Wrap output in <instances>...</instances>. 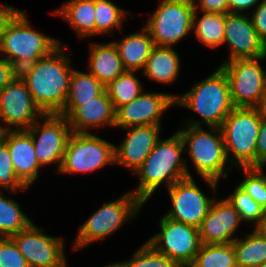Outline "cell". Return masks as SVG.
I'll list each match as a JSON object with an SVG mask.
<instances>
[{"label": "cell", "instance_id": "cell-1", "mask_svg": "<svg viewBox=\"0 0 266 267\" xmlns=\"http://www.w3.org/2000/svg\"><path fill=\"white\" fill-rule=\"evenodd\" d=\"M69 48L68 44L62 43L49 55L18 71L33 101L44 114H59L65 107L74 69L73 58L65 52Z\"/></svg>", "mask_w": 266, "mask_h": 267}, {"label": "cell", "instance_id": "cell-2", "mask_svg": "<svg viewBox=\"0 0 266 267\" xmlns=\"http://www.w3.org/2000/svg\"><path fill=\"white\" fill-rule=\"evenodd\" d=\"M183 153V139L177 130L168 138H160L143 164L134 172L139 182L136 189L130 191L146 204L162 188V184L168 189L183 178L193 177L188 166L190 160Z\"/></svg>", "mask_w": 266, "mask_h": 267}, {"label": "cell", "instance_id": "cell-3", "mask_svg": "<svg viewBox=\"0 0 266 267\" xmlns=\"http://www.w3.org/2000/svg\"><path fill=\"white\" fill-rule=\"evenodd\" d=\"M181 125L180 133L184 152L189 153L191 165L199 178L204 180L215 196L220 180L228 178V172L234 170L227 159L224 138L220 127ZM217 190V191H216Z\"/></svg>", "mask_w": 266, "mask_h": 267}, {"label": "cell", "instance_id": "cell-4", "mask_svg": "<svg viewBox=\"0 0 266 267\" xmlns=\"http://www.w3.org/2000/svg\"><path fill=\"white\" fill-rule=\"evenodd\" d=\"M197 113V118L184 120L182 125L221 127L228 114L235 108L226 73L218 66L213 73L195 82L191 89L175 99V107Z\"/></svg>", "mask_w": 266, "mask_h": 267}, {"label": "cell", "instance_id": "cell-5", "mask_svg": "<svg viewBox=\"0 0 266 267\" xmlns=\"http://www.w3.org/2000/svg\"><path fill=\"white\" fill-rule=\"evenodd\" d=\"M28 19L27 14L18 9L6 22L0 40V56L18 71L62 44L58 38L36 30Z\"/></svg>", "mask_w": 266, "mask_h": 267}, {"label": "cell", "instance_id": "cell-6", "mask_svg": "<svg viewBox=\"0 0 266 267\" xmlns=\"http://www.w3.org/2000/svg\"><path fill=\"white\" fill-rule=\"evenodd\" d=\"M143 206L144 204L130 190L113 201L103 202L101 207L79 226L71 249L79 251L113 236L125 223H131L138 218Z\"/></svg>", "mask_w": 266, "mask_h": 267}, {"label": "cell", "instance_id": "cell-7", "mask_svg": "<svg viewBox=\"0 0 266 267\" xmlns=\"http://www.w3.org/2000/svg\"><path fill=\"white\" fill-rule=\"evenodd\" d=\"M261 122L259 108L235 107L223 121L221 131L227 159L232 167H256V145Z\"/></svg>", "mask_w": 266, "mask_h": 267}, {"label": "cell", "instance_id": "cell-8", "mask_svg": "<svg viewBox=\"0 0 266 267\" xmlns=\"http://www.w3.org/2000/svg\"><path fill=\"white\" fill-rule=\"evenodd\" d=\"M143 25L154 46L175 47L193 30V0H160Z\"/></svg>", "mask_w": 266, "mask_h": 267}, {"label": "cell", "instance_id": "cell-9", "mask_svg": "<svg viewBox=\"0 0 266 267\" xmlns=\"http://www.w3.org/2000/svg\"><path fill=\"white\" fill-rule=\"evenodd\" d=\"M114 145L92 132H72L58 173L83 175L105 168L108 164L114 165Z\"/></svg>", "mask_w": 266, "mask_h": 267}, {"label": "cell", "instance_id": "cell-10", "mask_svg": "<svg viewBox=\"0 0 266 267\" xmlns=\"http://www.w3.org/2000/svg\"><path fill=\"white\" fill-rule=\"evenodd\" d=\"M266 56L221 63L226 73L234 107L258 108L266 91Z\"/></svg>", "mask_w": 266, "mask_h": 267}, {"label": "cell", "instance_id": "cell-11", "mask_svg": "<svg viewBox=\"0 0 266 267\" xmlns=\"http://www.w3.org/2000/svg\"><path fill=\"white\" fill-rule=\"evenodd\" d=\"M158 223L159 232L150 236L146 242L180 267L190 266L202 245L199 229L164 215L159 218Z\"/></svg>", "mask_w": 266, "mask_h": 267}, {"label": "cell", "instance_id": "cell-12", "mask_svg": "<svg viewBox=\"0 0 266 267\" xmlns=\"http://www.w3.org/2000/svg\"><path fill=\"white\" fill-rule=\"evenodd\" d=\"M26 131L31 135L39 164L43 169L49 164L57 165L58 173L72 133L67 118L60 114H43Z\"/></svg>", "mask_w": 266, "mask_h": 267}, {"label": "cell", "instance_id": "cell-13", "mask_svg": "<svg viewBox=\"0 0 266 267\" xmlns=\"http://www.w3.org/2000/svg\"><path fill=\"white\" fill-rule=\"evenodd\" d=\"M32 222L11 236L29 267H67L64 237L48 235Z\"/></svg>", "mask_w": 266, "mask_h": 267}, {"label": "cell", "instance_id": "cell-14", "mask_svg": "<svg viewBox=\"0 0 266 267\" xmlns=\"http://www.w3.org/2000/svg\"><path fill=\"white\" fill-rule=\"evenodd\" d=\"M170 208L163 215L177 222L199 228L217 197L204 194L194 177H186L167 189Z\"/></svg>", "mask_w": 266, "mask_h": 267}, {"label": "cell", "instance_id": "cell-15", "mask_svg": "<svg viewBox=\"0 0 266 267\" xmlns=\"http://www.w3.org/2000/svg\"><path fill=\"white\" fill-rule=\"evenodd\" d=\"M43 114L19 75L0 91V125L4 131L26 130Z\"/></svg>", "mask_w": 266, "mask_h": 267}, {"label": "cell", "instance_id": "cell-16", "mask_svg": "<svg viewBox=\"0 0 266 267\" xmlns=\"http://www.w3.org/2000/svg\"><path fill=\"white\" fill-rule=\"evenodd\" d=\"M179 94L143 91L137 98L116 110L115 128L162 126L165 111L175 106Z\"/></svg>", "mask_w": 266, "mask_h": 267}, {"label": "cell", "instance_id": "cell-17", "mask_svg": "<svg viewBox=\"0 0 266 267\" xmlns=\"http://www.w3.org/2000/svg\"><path fill=\"white\" fill-rule=\"evenodd\" d=\"M223 45H228L229 53L225 60L257 58L266 56V46L259 39L249 14L227 13Z\"/></svg>", "mask_w": 266, "mask_h": 267}, {"label": "cell", "instance_id": "cell-18", "mask_svg": "<svg viewBox=\"0 0 266 267\" xmlns=\"http://www.w3.org/2000/svg\"><path fill=\"white\" fill-rule=\"evenodd\" d=\"M162 126H134L127 131L119 145H114L115 164L134 172L143 164L161 138Z\"/></svg>", "mask_w": 266, "mask_h": 267}, {"label": "cell", "instance_id": "cell-19", "mask_svg": "<svg viewBox=\"0 0 266 267\" xmlns=\"http://www.w3.org/2000/svg\"><path fill=\"white\" fill-rule=\"evenodd\" d=\"M240 224L242 220L234 206L224 197L215 198L198 228L201 243H232L239 237L236 232Z\"/></svg>", "mask_w": 266, "mask_h": 267}, {"label": "cell", "instance_id": "cell-20", "mask_svg": "<svg viewBox=\"0 0 266 267\" xmlns=\"http://www.w3.org/2000/svg\"><path fill=\"white\" fill-rule=\"evenodd\" d=\"M72 132L91 133L107 126L115 129L116 110L106 90L93 100L79 101L67 117Z\"/></svg>", "mask_w": 266, "mask_h": 267}, {"label": "cell", "instance_id": "cell-21", "mask_svg": "<svg viewBox=\"0 0 266 267\" xmlns=\"http://www.w3.org/2000/svg\"><path fill=\"white\" fill-rule=\"evenodd\" d=\"M2 139L7 143L17 177L30 188L43 168L36 157L31 135L26 130H5Z\"/></svg>", "mask_w": 266, "mask_h": 267}, {"label": "cell", "instance_id": "cell-22", "mask_svg": "<svg viewBox=\"0 0 266 267\" xmlns=\"http://www.w3.org/2000/svg\"><path fill=\"white\" fill-rule=\"evenodd\" d=\"M87 70L104 86L126 71L116 46L112 41L90 42Z\"/></svg>", "mask_w": 266, "mask_h": 267}, {"label": "cell", "instance_id": "cell-23", "mask_svg": "<svg viewBox=\"0 0 266 267\" xmlns=\"http://www.w3.org/2000/svg\"><path fill=\"white\" fill-rule=\"evenodd\" d=\"M181 58L174 47L154 46L141 74L148 80L162 85H171L178 81Z\"/></svg>", "mask_w": 266, "mask_h": 267}, {"label": "cell", "instance_id": "cell-24", "mask_svg": "<svg viewBox=\"0 0 266 267\" xmlns=\"http://www.w3.org/2000/svg\"><path fill=\"white\" fill-rule=\"evenodd\" d=\"M95 0H67L56 10L48 12L58 16L72 27L77 38L95 37Z\"/></svg>", "mask_w": 266, "mask_h": 267}, {"label": "cell", "instance_id": "cell-25", "mask_svg": "<svg viewBox=\"0 0 266 267\" xmlns=\"http://www.w3.org/2000/svg\"><path fill=\"white\" fill-rule=\"evenodd\" d=\"M112 42L117 48L124 68L129 71L141 72L154 47L153 39L144 26L140 31L125 34L120 40Z\"/></svg>", "mask_w": 266, "mask_h": 267}, {"label": "cell", "instance_id": "cell-26", "mask_svg": "<svg viewBox=\"0 0 266 267\" xmlns=\"http://www.w3.org/2000/svg\"><path fill=\"white\" fill-rule=\"evenodd\" d=\"M105 90V86L88 70L87 72L73 69L69 93L64 109L59 113L67 117L77 106L79 101L93 100Z\"/></svg>", "mask_w": 266, "mask_h": 267}, {"label": "cell", "instance_id": "cell-27", "mask_svg": "<svg viewBox=\"0 0 266 267\" xmlns=\"http://www.w3.org/2000/svg\"><path fill=\"white\" fill-rule=\"evenodd\" d=\"M193 14V32L196 39L211 49H216L223 46L225 15L212 14L209 12ZM198 14H201L200 16Z\"/></svg>", "mask_w": 266, "mask_h": 267}, {"label": "cell", "instance_id": "cell-28", "mask_svg": "<svg viewBox=\"0 0 266 267\" xmlns=\"http://www.w3.org/2000/svg\"><path fill=\"white\" fill-rule=\"evenodd\" d=\"M15 193L18 192L0 191V238L11 237L33 222L12 198Z\"/></svg>", "mask_w": 266, "mask_h": 267}, {"label": "cell", "instance_id": "cell-29", "mask_svg": "<svg viewBox=\"0 0 266 267\" xmlns=\"http://www.w3.org/2000/svg\"><path fill=\"white\" fill-rule=\"evenodd\" d=\"M233 241L237 267H258L266 262V238L252 229Z\"/></svg>", "mask_w": 266, "mask_h": 267}, {"label": "cell", "instance_id": "cell-30", "mask_svg": "<svg viewBox=\"0 0 266 267\" xmlns=\"http://www.w3.org/2000/svg\"><path fill=\"white\" fill-rule=\"evenodd\" d=\"M95 36L111 35L117 29L122 32L127 16L134 14L111 0H95Z\"/></svg>", "mask_w": 266, "mask_h": 267}, {"label": "cell", "instance_id": "cell-31", "mask_svg": "<svg viewBox=\"0 0 266 267\" xmlns=\"http://www.w3.org/2000/svg\"><path fill=\"white\" fill-rule=\"evenodd\" d=\"M137 74H139L138 71L126 70L105 86L115 110L130 103L144 91L142 81Z\"/></svg>", "mask_w": 266, "mask_h": 267}, {"label": "cell", "instance_id": "cell-32", "mask_svg": "<svg viewBox=\"0 0 266 267\" xmlns=\"http://www.w3.org/2000/svg\"><path fill=\"white\" fill-rule=\"evenodd\" d=\"M190 267H237L233 243L202 244Z\"/></svg>", "mask_w": 266, "mask_h": 267}, {"label": "cell", "instance_id": "cell-33", "mask_svg": "<svg viewBox=\"0 0 266 267\" xmlns=\"http://www.w3.org/2000/svg\"><path fill=\"white\" fill-rule=\"evenodd\" d=\"M225 198L239 212L242 222L254 225L253 228L259 223L265 209L253 200L239 185Z\"/></svg>", "mask_w": 266, "mask_h": 267}, {"label": "cell", "instance_id": "cell-34", "mask_svg": "<svg viewBox=\"0 0 266 267\" xmlns=\"http://www.w3.org/2000/svg\"><path fill=\"white\" fill-rule=\"evenodd\" d=\"M122 262L125 267H180L169 257L157 252L146 241L136 248L130 258Z\"/></svg>", "mask_w": 266, "mask_h": 267}, {"label": "cell", "instance_id": "cell-35", "mask_svg": "<svg viewBox=\"0 0 266 267\" xmlns=\"http://www.w3.org/2000/svg\"><path fill=\"white\" fill-rule=\"evenodd\" d=\"M244 173L238 185L266 210V173L262 167L237 168Z\"/></svg>", "mask_w": 266, "mask_h": 267}, {"label": "cell", "instance_id": "cell-36", "mask_svg": "<svg viewBox=\"0 0 266 267\" xmlns=\"http://www.w3.org/2000/svg\"><path fill=\"white\" fill-rule=\"evenodd\" d=\"M29 188L17 177L7 143L0 139V191L25 192Z\"/></svg>", "mask_w": 266, "mask_h": 267}, {"label": "cell", "instance_id": "cell-37", "mask_svg": "<svg viewBox=\"0 0 266 267\" xmlns=\"http://www.w3.org/2000/svg\"><path fill=\"white\" fill-rule=\"evenodd\" d=\"M0 267H29L10 237L0 238Z\"/></svg>", "mask_w": 266, "mask_h": 267}, {"label": "cell", "instance_id": "cell-38", "mask_svg": "<svg viewBox=\"0 0 266 267\" xmlns=\"http://www.w3.org/2000/svg\"><path fill=\"white\" fill-rule=\"evenodd\" d=\"M249 15L259 39L266 46V0H261Z\"/></svg>", "mask_w": 266, "mask_h": 267}, {"label": "cell", "instance_id": "cell-39", "mask_svg": "<svg viewBox=\"0 0 266 267\" xmlns=\"http://www.w3.org/2000/svg\"><path fill=\"white\" fill-rule=\"evenodd\" d=\"M195 10L212 14L226 15L229 13L228 0H193Z\"/></svg>", "mask_w": 266, "mask_h": 267}, {"label": "cell", "instance_id": "cell-40", "mask_svg": "<svg viewBox=\"0 0 266 267\" xmlns=\"http://www.w3.org/2000/svg\"><path fill=\"white\" fill-rule=\"evenodd\" d=\"M256 141V167L266 168V115L261 114V122Z\"/></svg>", "mask_w": 266, "mask_h": 267}, {"label": "cell", "instance_id": "cell-41", "mask_svg": "<svg viewBox=\"0 0 266 267\" xmlns=\"http://www.w3.org/2000/svg\"><path fill=\"white\" fill-rule=\"evenodd\" d=\"M18 76V70L0 56V91L3 90L13 79Z\"/></svg>", "mask_w": 266, "mask_h": 267}, {"label": "cell", "instance_id": "cell-42", "mask_svg": "<svg viewBox=\"0 0 266 267\" xmlns=\"http://www.w3.org/2000/svg\"><path fill=\"white\" fill-rule=\"evenodd\" d=\"M229 13L249 14L261 0H228Z\"/></svg>", "mask_w": 266, "mask_h": 267}, {"label": "cell", "instance_id": "cell-43", "mask_svg": "<svg viewBox=\"0 0 266 267\" xmlns=\"http://www.w3.org/2000/svg\"><path fill=\"white\" fill-rule=\"evenodd\" d=\"M18 9L13 7L12 5L3 4L0 6V40L3 32V28L6 22L11 18V16L17 11Z\"/></svg>", "mask_w": 266, "mask_h": 267}, {"label": "cell", "instance_id": "cell-44", "mask_svg": "<svg viewBox=\"0 0 266 267\" xmlns=\"http://www.w3.org/2000/svg\"><path fill=\"white\" fill-rule=\"evenodd\" d=\"M253 229L262 237L266 238V210L264 211V214L261 217L259 223Z\"/></svg>", "mask_w": 266, "mask_h": 267}, {"label": "cell", "instance_id": "cell-45", "mask_svg": "<svg viewBox=\"0 0 266 267\" xmlns=\"http://www.w3.org/2000/svg\"><path fill=\"white\" fill-rule=\"evenodd\" d=\"M258 108H259L260 113L262 115H266V91H265L264 96L262 98L261 104Z\"/></svg>", "mask_w": 266, "mask_h": 267}, {"label": "cell", "instance_id": "cell-46", "mask_svg": "<svg viewBox=\"0 0 266 267\" xmlns=\"http://www.w3.org/2000/svg\"><path fill=\"white\" fill-rule=\"evenodd\" d=\"M102 267H125L122 261H117V262H110L107 263L106 265H103Z\"/></svg>", "mask_w": 266, "mask_h": 267}, {"label": "cell", "instance_id": "cell-47", "mask_svg": "<svg viewBox=\"0 0 266 267\" xmlns=\"http://www.w3.org/2000/svg\"><path fill=\"white\" fill-rule=\"evenodd\" d=\"M4 130L2 129L1 125H0V139L2 138Z\"/></svg>", "mask_w": 266, "mask_h": 267}, {"label": "cell", "instance_id": "cell-48", "mask_svg": "<svg viewBox=\"0 0 266 267\" xmlns=\"http://www.w3.org/2000/svg\"><path fill=\"white\" fill-rule=\"evenodd\" d=\"M258 267H266V262H264L263 264L259 265Z\"/></svg>", "mask_w": 266, "mask_h": 267}]
</instances>
